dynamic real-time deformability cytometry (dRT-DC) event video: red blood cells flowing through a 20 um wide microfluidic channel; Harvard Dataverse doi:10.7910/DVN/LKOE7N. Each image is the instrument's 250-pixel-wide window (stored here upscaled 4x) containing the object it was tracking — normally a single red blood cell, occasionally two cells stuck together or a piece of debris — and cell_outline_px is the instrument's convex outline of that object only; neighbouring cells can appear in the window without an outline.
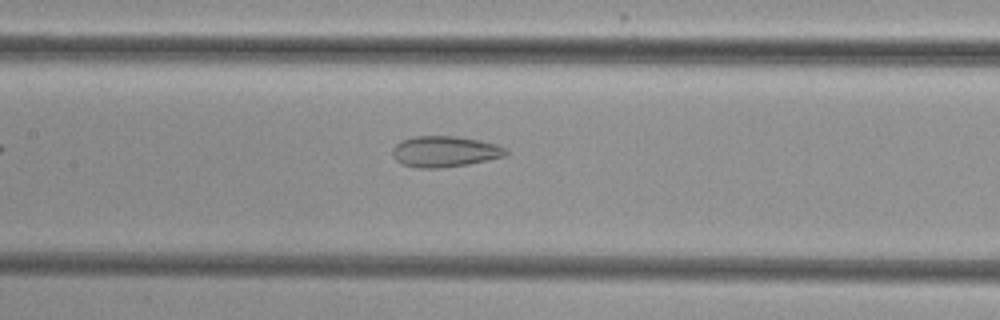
{"species": "common noctule bat (a hibernating species)", "species_latin": "Nyctalus noctula", "temperature_condition": "cold", "stored_images_in_passage": 37, "camera_frame_rate_fps": 3000, "um_per_image_px": 0.085, "animal": {"sex": "female", "body_mass_g": 29.2, "forearm_length_mm": 56.3}, "frame": {"image": 1, "passage_image": 8, "time_ms": 2.333, "image_size_px": [1000, 320], "cell_outline_px": [[508, 152], [504, 156], [468, 164], [440, 168], [416, 168], [400, 164], [392, 156], [392, 148], [400, 140], [416, 136], [456, 136], [480, 140], [496, 144], [504, 148]], "centroid_in_image_um": [37.74, 12.88], "position_along_channel_um": 169.7, "area_um2": 20.52}}
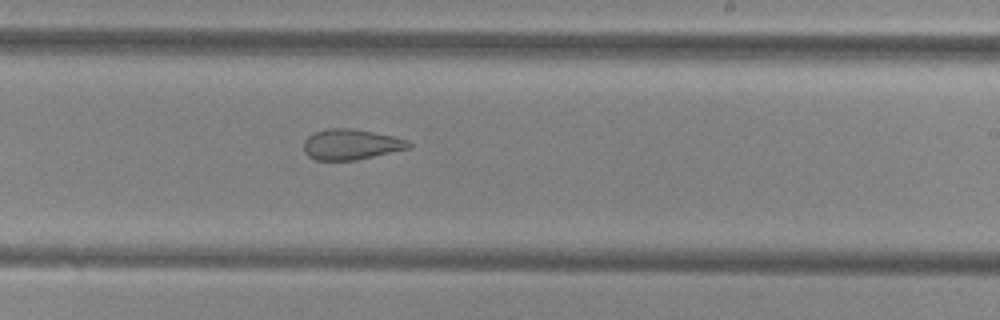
{"frame": {"image": 2, "passage_image": 15, "time_ms": 4.667, "image_size_px": [1000, 320], "cell_outline_px": [[412, 148], [356, 160], [316, 160], [308, 156], [304, 152], [304, 140], [312, 132], [324, 128], [352, 128], [392, 136], [408, 140], [412, 144]], "centroid_in_image_um": [29.82, 12.27], "position_along_channel_um": 259.2, "area_um2": 18.9}}
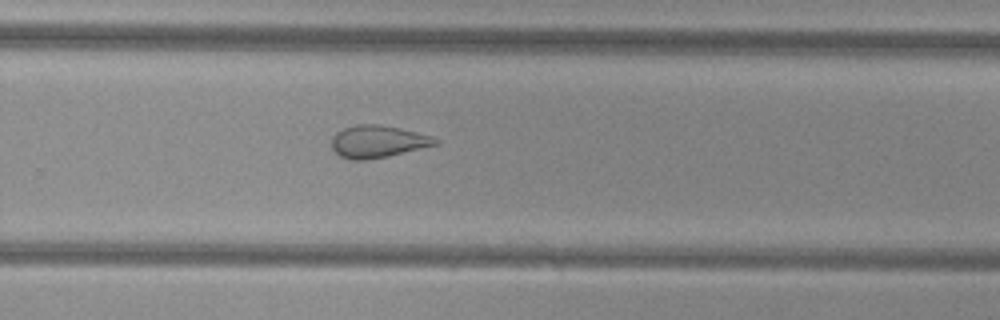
{"frame": {"image": 3, "passage_image": 18, "time_ms": 5.667, "image_size_px": [1000, 320], "cell_outline_px": [[440, 144], [388, 156], [368, 160], [352, 160], [340, 156], [332, 148], [332, 136], [336, 132], [344, 128], [356, 124], [380, 124], [400, 128], [432, 136], [440, 140]], "centroid_in_image_um": [32.13, 12.03], "position_along_channel_um": 297.7, "area_um2": 19.65}}